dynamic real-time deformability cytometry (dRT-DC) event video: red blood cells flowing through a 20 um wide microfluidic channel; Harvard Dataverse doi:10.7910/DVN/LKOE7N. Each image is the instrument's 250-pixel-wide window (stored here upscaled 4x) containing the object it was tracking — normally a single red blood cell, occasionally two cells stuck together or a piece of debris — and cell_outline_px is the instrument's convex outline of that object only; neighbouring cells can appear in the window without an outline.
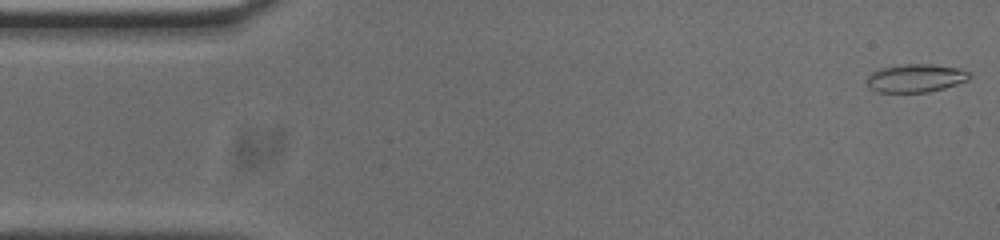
{"species": "common noctule bat (a hibernating species)", "species_latin": "Nyctalus noctula", "temperature_condition": "cold", "stored_images_in_passage": 54, "camera_frame_rate_fps": 3000, "um_per_image_px": 0.085, "animal": {"sex": "male", "body_mass_g": 20.0, "forearm_length_mm": 53.3}, "frame": {"image": 1, "passage_image": 1, "time_ms": 0.0, "image_size_px": [1000, 240], "cell_outline_px": [[972, 76], [968, 80], [944, 88], [928, 92], [876, 92], [864, 80], [872, 72], [880, 68], [908, 64], [932, 64], [960, 68], [968, 72]], "centroid_in_image_um": [77.84, 6.64], "position_along_channel_um": 7.2, "area_um2": 16.82}}
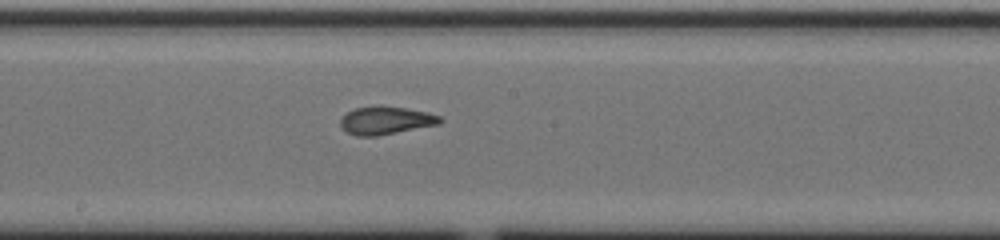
{"frame": {"image": 2, "passage_image": 27, "time_ms": 8.667, "image_size_px": [1000, 240], "cell_outline_px": [[444, 120], [440, 124], [376, 136], [356, 136], [348, 132], [340, 124], [340, 116], [356, 108], [404, 108], [428, 112], [440, 116]], "centroid_in_image_um": [32.82, 10.27], "position_along_channel_um": 215.4, "area_um2": 15.66}}
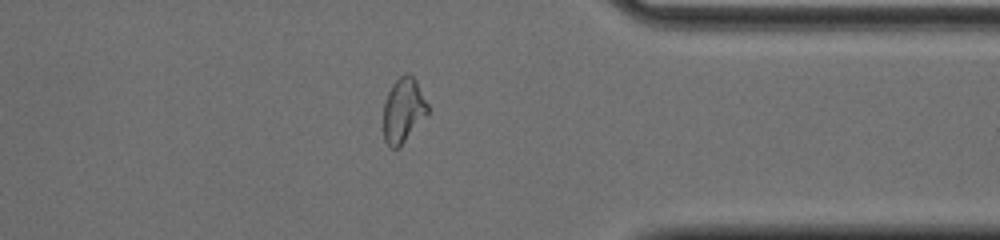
{"frame": {"image": 3, "passage_image": 41, "time_ms": 13.333, "image_size_px": [1000, 240], "cell_outline_px": [[428, 112], [400, 148], [392, 148], [384, 140], [384, 104], [388, 92], [392, 84], [400, 76], [408, 72], [416, 80], [428, 104]], "centroid_in_image_um": [34.28, 9.37], "position_along_channel_um": 377.1, "area_um2": 16.53}, "authors_computed_cell_mechanics": {"area_um2": 16.5308, "velocity_mm_per_s": 3.7479, "shape_relaxation_time_tau1_ms": null, "shape_relaxation_time_tau2_ms": 2.5342, "deformation_change_tau1": null, "deformation_change_tau2": 0.0724}}